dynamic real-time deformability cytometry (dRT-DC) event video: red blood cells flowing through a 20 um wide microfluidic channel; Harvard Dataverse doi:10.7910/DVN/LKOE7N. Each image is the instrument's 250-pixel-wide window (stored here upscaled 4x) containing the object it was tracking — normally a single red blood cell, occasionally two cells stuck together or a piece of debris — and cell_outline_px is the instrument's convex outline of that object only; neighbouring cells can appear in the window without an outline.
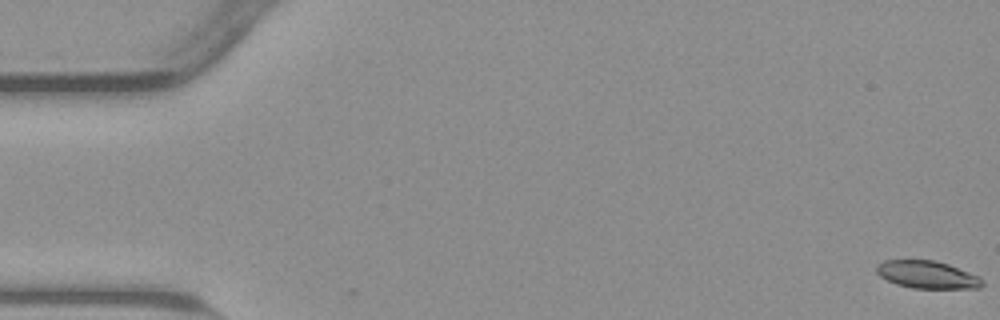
{"species": "common noctule bat (a hibernating species)", "species_latin": "Nyctalus noctula", "temperature_condition": "warm", "stored_images_in_passage": 2, "camera_frame_rate_fps": 3000, "um_per_image_px": 0.085, "animal": {"sex": "male", "body_mass_g": 23.1, "forearm_length_mm": 52.7}, "frame": {"image": 1, "passage_image": 1, "time_ms": 0.0, "image_size_px": [1000, 320], "cell_outline_px": [[984, 284], [980, 288], [912, 288], [896, 284], [880, 276], [876, 272], [876, 268], [884, 260], [936, 260], [948, 264], [980, 276], [984, 280]], "centroid_in_image_um": [78.86, 23.35], "position_along_channel_um": 6.1, "area_um2": 16.99}}